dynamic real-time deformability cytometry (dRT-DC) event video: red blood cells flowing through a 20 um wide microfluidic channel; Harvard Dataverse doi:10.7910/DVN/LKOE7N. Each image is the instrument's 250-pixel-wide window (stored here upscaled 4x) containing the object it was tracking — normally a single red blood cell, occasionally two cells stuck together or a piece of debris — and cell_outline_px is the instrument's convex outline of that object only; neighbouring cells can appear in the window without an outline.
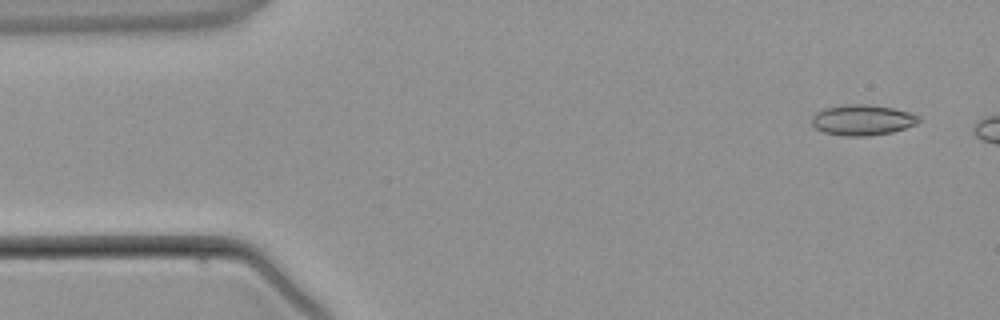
{"species": "common noctule bat (a hibernating species)", "species_latin": "Nyctalus noctula", "temperature_condition": "warm", "stored_images_in_passage": 3, "camera_frame_rate_fps": 3000, "um_per_image_px": 0.085, "animal": {"sex": "male", "body_mass_g": 21.5, "forearm_length_mm": 52.0}, "frame": {"image": 1, "passage_image": 1, "time_ms": 0.0, "image_size_px": [1000, 320], "cell_outline_px": [[920, 120], [916, 124], [892, 132], [868, 136], [844, 136], [824, 132], [816, 128], [812, 124], [812, 116], [816, 112], [824, 108], [844, 104], [864, 104], [892, 108], [908, 112], [920, 116]], "centroid_in_image_um": [73.28, 10.2], "position_along_channel_um": 11.7, "area_um2": 19.02}}